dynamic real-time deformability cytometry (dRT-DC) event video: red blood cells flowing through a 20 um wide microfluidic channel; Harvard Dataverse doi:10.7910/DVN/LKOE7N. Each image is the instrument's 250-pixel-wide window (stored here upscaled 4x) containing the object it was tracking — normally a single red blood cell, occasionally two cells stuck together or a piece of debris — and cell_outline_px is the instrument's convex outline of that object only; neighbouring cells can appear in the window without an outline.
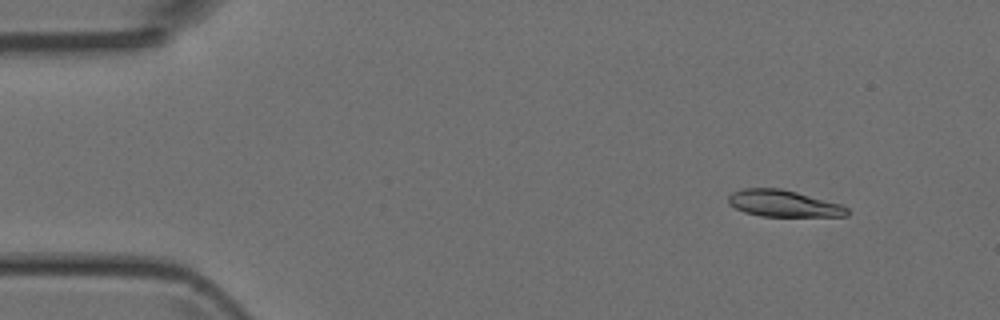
{"species": "Egyptian fruit bat (a non-hibernating species)", "species_latin": "Rousettus aegyptiacus", "temperature_condition": "room temperature", "stored_images_in_passage": 44, "camera_frame_rate_fps": 3000, "um_per_image_px": 0.085, "animal": {"sex": "female"}, "frame": {"image": 1, "passage_image": 1, "time_ms": 0.0, "image_size_px": [1000, 320], "cell_outline_px": [[848, 216], [760, 216], [744, 212], [728, 204], [728, 196], [732, 192], [740, 188], [780, 188], [796, 192], [840, 204], [848, 208]], "centroid_in_image_um": [66.55, 17.29], "position_along_channel_um": 18.5, "area_um2": 18.38}}
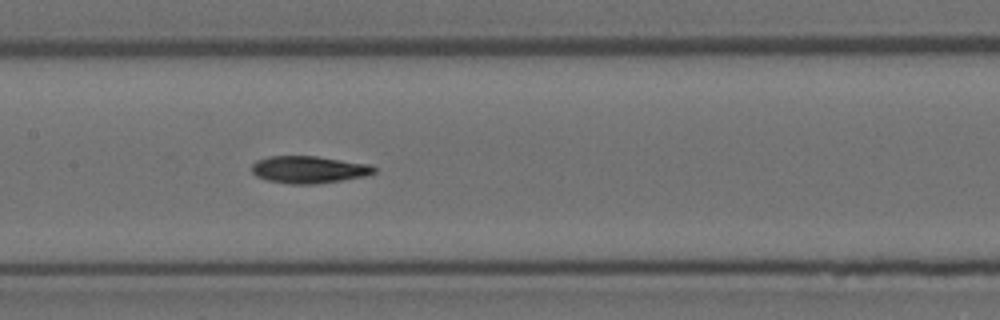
{"frame": {"image": 2, "passage_image": 19, "time_ms": 6.0, "image_size_px": [1000, 320], "cell_outline_px": [[376, 172], [364, 176], [344, 180], [316, 184], [288, 184], [268, 180], [256, 176], [252, 172], [252, 164], [256, 160], [268, 156], [316, 156], [372, 164], [376, 168]], "centroid_in_image_um": [26.26, 14.41], "position_along_channel_um": 181.1, "area_um2": 19.59}}
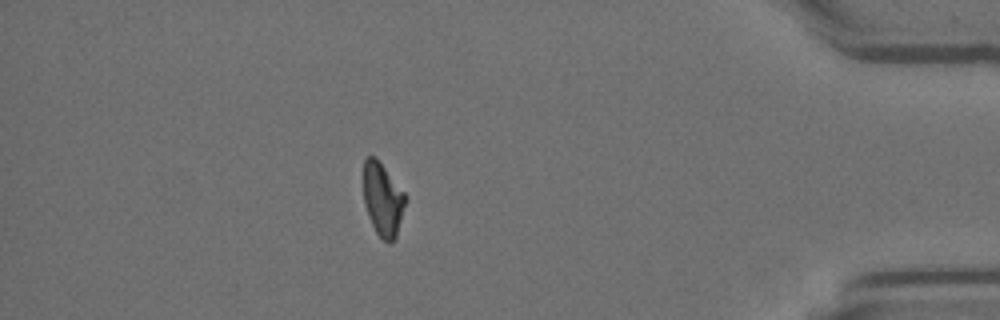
{"frame": {"image": 3, "passage_image": 38, "time_ms": 12.333, "image_size_px": [1000, 320], "cell_outline_px": [[408, 200], [396, 236], [388, 244], [376, 232], [368, 216], [364, 204], [364, 160], [368, 156], [376, 156], [404, 192]], "centroid_in_image_um": [32.55, 16.93], "position_along_channel_um": 402.6, "area_um2": 17.98}}